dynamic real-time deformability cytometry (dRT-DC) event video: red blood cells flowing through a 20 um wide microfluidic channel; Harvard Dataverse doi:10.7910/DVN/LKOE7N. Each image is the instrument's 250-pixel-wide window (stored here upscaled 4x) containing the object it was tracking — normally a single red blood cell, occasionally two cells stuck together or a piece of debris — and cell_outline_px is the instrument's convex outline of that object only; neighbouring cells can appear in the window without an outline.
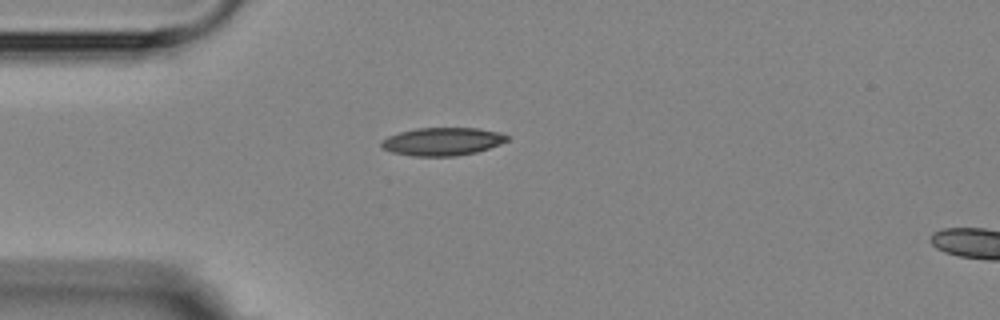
{"species": "Egyptian fruit bat (a non-hibernating species)", "species_latin": "Rousettus aegyptiacus", "temperature_condition": "room temperature", "stored_images_in_passage": 1, "camera_frame_rate_fps": 3000, "um_per_image_px": 0.085, "animal": {"sex": "female"}, "frame": {"image": 1, "passage_image": 1, "time_ms": 0.0, "image_size_px": [1000, 320], "cell_outline_px": [[508, 140], [500, 144], [476, 152], [456, 156], [412, 156], [392, 152], [384, 148], [380, 144], [380, 140], [388, 136], [400, 132], [416, 128], [480, 128], [496, 132], [508, 136]], "centroid_in_image_um": [37.57, 12.03], "position_along_channel_um": 47.4, "area_um2": 20.4}}